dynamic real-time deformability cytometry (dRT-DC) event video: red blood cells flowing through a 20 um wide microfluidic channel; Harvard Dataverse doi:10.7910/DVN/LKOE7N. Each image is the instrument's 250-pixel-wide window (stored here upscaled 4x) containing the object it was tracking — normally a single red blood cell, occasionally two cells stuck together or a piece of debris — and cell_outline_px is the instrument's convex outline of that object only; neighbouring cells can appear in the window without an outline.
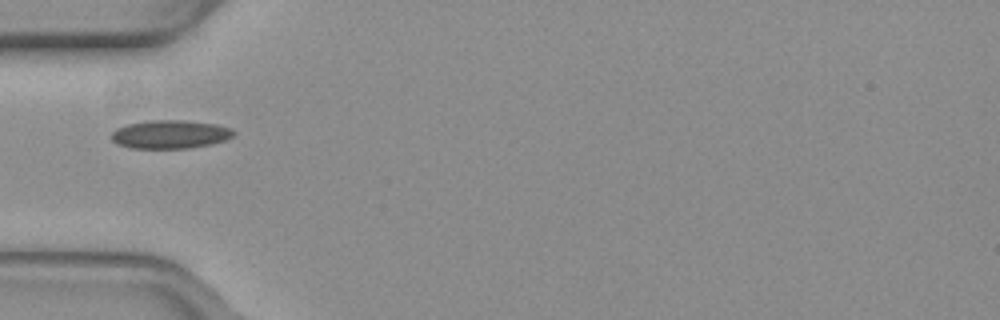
{"species": "common noctule bat (a hibernating species)", "species_latin": "Nyctalus noctula", "temperature_condition": "warm", "stored_images_in_passage": 36, "camera_frame_rate_fps": 3000, "um_per_image_px": 0.085, "animal": {"sex": "female", "body_mass_g": 19.3, "forearm_length_mm": 54.1}, "frame": {"image": 1, "passage_image": 1, "time_ms": 0.0, "image_size_px": [1000, 320], "cell_outline_px": [[236, 132], [232, 136], [224, 140], [212, 144], [188, 148], [132, 148], [116, 144], [112, 140], [112, 132], [116, 128], [128, 124], [148, 120], [184, 120], [216, 124], [232, 128]], "centroid_in_image_um": [14.46, 11.41], "position_along_channel_um": 70.5, "area_um2": 20.29}}
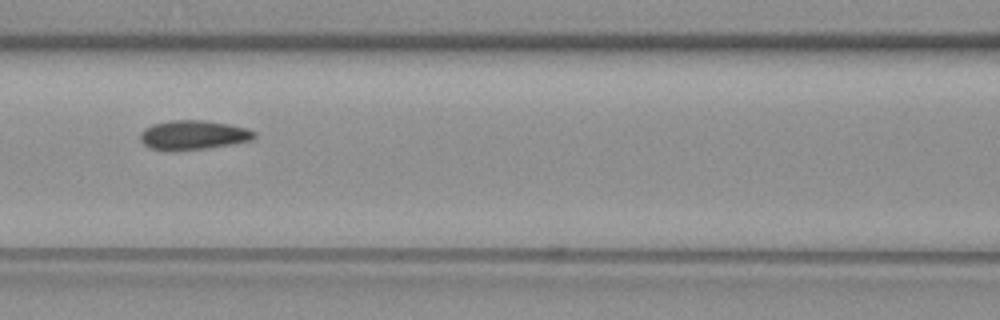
{"frame": {"image": 2, "passage_image": 7, "time_ms": 2.0, "image_size_px": [1000, 320], "cell_outline_px": [[256, 136], [252, 140], [232, 144], [208, 148], [176, 152], [172, 152], [148, 148], [140, 140], [140, 132], [144, 128], [152, 124], [172, 120], [204, 120], [228, 124], [248, 128], [256, 132]], "centroid_in_image_um": [16.4, 11.49], "position_along_channel_um": 150.2, "area_um2": 19.94}}
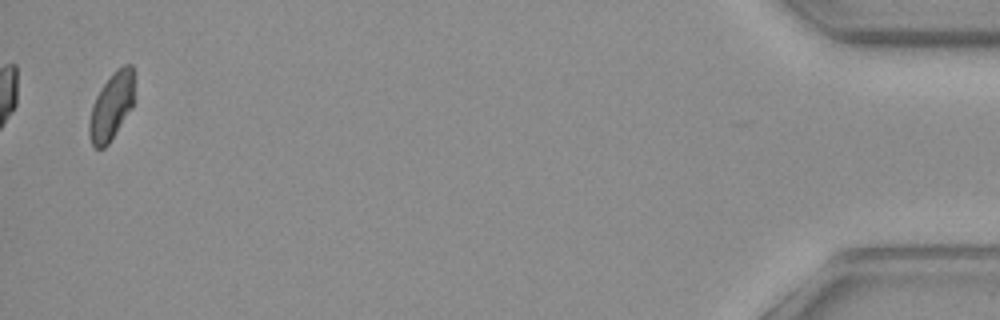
{"frame": {"image": 3, "passage_image": 35, "time_ms": 11.333, "image_size_px": [1000, 320], "cell_outline_px": [[136, 100], [132, 108], [108, 144], [104, 148], [96, 148], [92, 144], [88, 132], [88, 124], [92, 108], [96, 96], [100, 88], [112, 72], [116, 68], [124, 64], [132, 64]], "centroid_in_image_um": [9.51, 8.99], "position_along_channel_um": 425.7, "area_um2": 18.03}, "authors_computed_cell_mechanics": {"area_um2": 18.9006, "velocity_mm_per_s": 3.9432, "shape_relaxation_time_tau1_ms": 6.1366, "shape_relaxation_time_tau2_ms": 1.439, "deformation_change_tau1": 0.1353, "deformation_change_tau2": 0.0532}}